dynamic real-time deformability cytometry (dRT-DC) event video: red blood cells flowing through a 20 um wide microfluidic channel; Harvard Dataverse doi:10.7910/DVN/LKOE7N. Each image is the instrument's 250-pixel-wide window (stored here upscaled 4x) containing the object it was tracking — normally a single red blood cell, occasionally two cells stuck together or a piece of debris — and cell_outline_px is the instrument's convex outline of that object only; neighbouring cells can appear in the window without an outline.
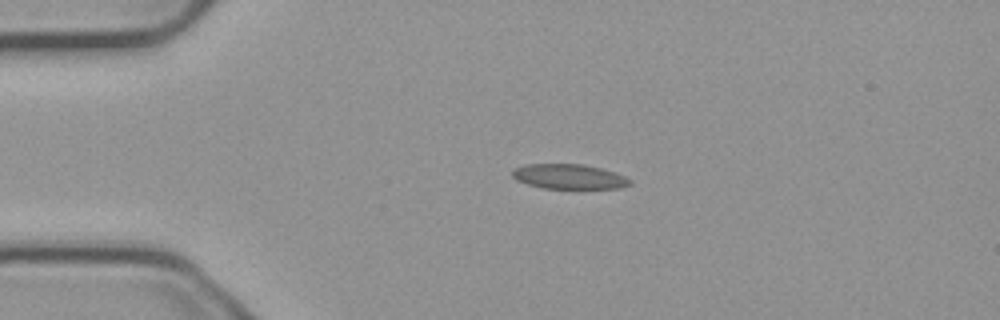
{"species": "common noctule bat (a hibernating species)", "species_latin": "Nyctalus noctula", "temperature_condition": "cold", "stored_images_in_passage": 2, "camera_frame_rate_fps": 3000, "um_per_image_px": 0.085, "animal": {"sex": "male", "body_mass_g": 23.1, "forearm_length_mm": 52.7}, "frame": {"image": 1, "passage_image": 1, "time_ms": 0.0, "image_size_px": [1000, 320], "cell_outline_px": [[632, 184], [620, 188], [544, 188], [528, 184], [516, 180], [512, 176], [512, 168], [524, 164], [584, 164], [616, 172], [632, 180]], "centroid_in_image_um": [48.36, 15.0], "position_along_channel_um": 36.6, "area_um2": 17.11}}